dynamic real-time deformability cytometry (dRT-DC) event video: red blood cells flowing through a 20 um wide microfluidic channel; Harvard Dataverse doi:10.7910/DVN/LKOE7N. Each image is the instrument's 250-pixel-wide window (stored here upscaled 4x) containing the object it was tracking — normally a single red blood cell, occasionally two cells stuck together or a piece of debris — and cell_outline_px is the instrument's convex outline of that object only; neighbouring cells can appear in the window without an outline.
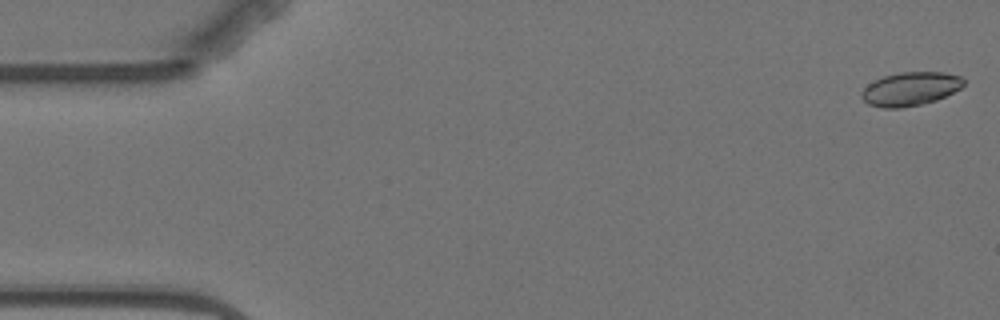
{"species": "Egyptian fruit bat (a non-hibernating species)", "species_latin": "Rousettus aegyptiacus", "temperature_condition": "warm", "stored_images_in_passage": 4, "camera_frame_rate_fps": 3000, "um_per_image_px": 0.085, "animal": {"sex": "female"}, "frame": {"image": 1, "passage_image": 1, "time_ms": 0.0, "image_size_px": [1000, 320], "cell_outline_px": [[964, 84], [960, 88], [936, 100], [920, 104], [900, 108], [884, 108], [868, 104], [860, 96], [860, 92], [868, 84], [884, 76], [900, 72], [944, 72], [960, 76], [964, 80]], "centroid_in_image_um": [77.36, 7.55], "position_along_channel_um": 7.6, "area_um2": 19.83}}